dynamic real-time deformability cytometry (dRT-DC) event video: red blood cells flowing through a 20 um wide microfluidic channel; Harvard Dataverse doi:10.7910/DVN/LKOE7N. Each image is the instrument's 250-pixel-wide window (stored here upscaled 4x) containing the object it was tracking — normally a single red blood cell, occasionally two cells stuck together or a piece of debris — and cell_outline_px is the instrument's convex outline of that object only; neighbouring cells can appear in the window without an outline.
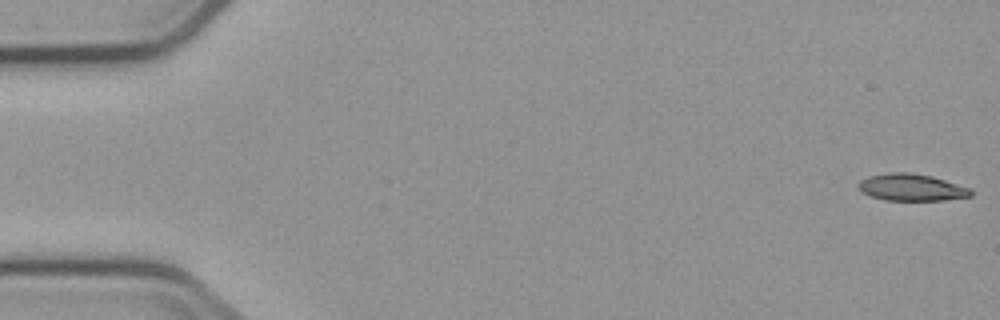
{"species": "common noctule bat (a hibernating species)", "species_latin": "Nyctalus noctula", "temperature_condition": "cold", "stored_images_in_passage": 5, "camera_frame_rate_fps": 3000, "um_per_image_px": 0.085, "animal": {"sex": "male", "body_mass_g": 23.1, "forearm_length_mm": 52.7}, "frame": {"image": 1, "passage_image": 1, "time_ms": 0.0, "image_size_px": [1000, 320], "cell_outline_px": [[972, 196], [944, 200], [884, 200], [872, 196], [864, 192], [856, 184], [860, 180], [868, 176], [888, 172], [908, 172], [932, 176], [972, 188]], "centroid_in_image_um": [77.5, 15.92], "position_along_channel_um": 7.5, "area_um2": 17.69}}